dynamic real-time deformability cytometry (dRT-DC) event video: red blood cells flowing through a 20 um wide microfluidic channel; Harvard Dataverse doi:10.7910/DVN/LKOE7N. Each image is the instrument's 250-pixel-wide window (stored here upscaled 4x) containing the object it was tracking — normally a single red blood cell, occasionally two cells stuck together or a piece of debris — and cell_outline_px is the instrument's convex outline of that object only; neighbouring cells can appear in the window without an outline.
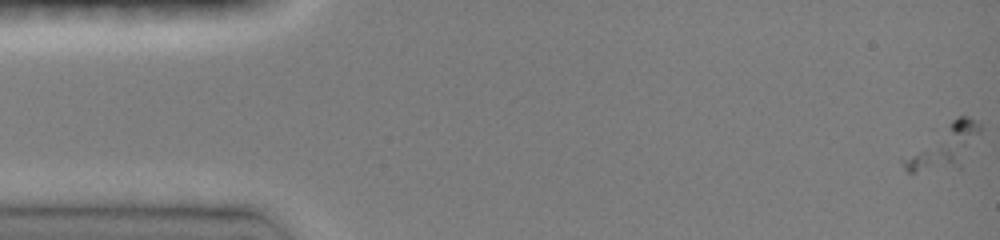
{"species": "common noctule bat (a hibernating species)", "species_latin": "Nyctalus noctula", "temperature_condition": "room temperature", "stored_images_in_passage": 10, "camera_frame_rate_fps": 3000, "um_per_image_px": 0.085, "animal": {"sex": "female", "body_mass_g": 19.0, "forearm_length_mm": 51.5}, "frame": {"image": 1, "passage_image": 2, "time_ms": 0.333, "image_size_px": [1000, 240], "cell_outline_px": [[980, 132], [960, 168], [912, 172], [908, 172], [904, 168], [900, 160], [956, 116], [964, 116], [980, 124]], "centroid_in_image_um": [80.25, 12.5], "position_along_channel_um": 4.7, "area_um2": 18.84}}